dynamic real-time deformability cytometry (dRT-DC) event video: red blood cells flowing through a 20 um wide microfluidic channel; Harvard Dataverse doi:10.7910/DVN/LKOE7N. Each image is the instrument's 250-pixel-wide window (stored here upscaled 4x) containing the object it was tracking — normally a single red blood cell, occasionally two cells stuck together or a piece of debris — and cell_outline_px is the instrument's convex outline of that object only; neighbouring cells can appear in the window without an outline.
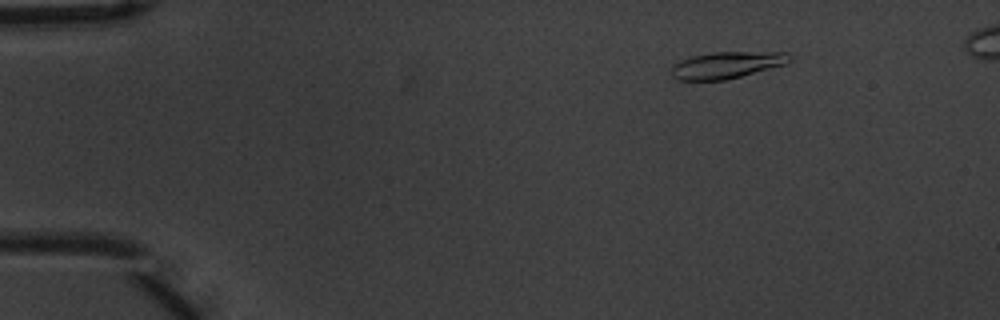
{"species": "common noctule bat (a hibernating species)", "species_latin": "Nyctalus noctula", "temperature_condition": "warm", "stored_images_in_passage": 4, "camera_frame_rate_fps": 3000, "um_per_image_px": 0.085, "animal": {"sex": "male", "body_mass_g": 20.1, "forearm_length_mm": 53.5}, "frame": {"image": 1, "passage_image": 1, "time_ms": 0.0, "image_size_px": [1000, 320], "cell_outline_px": [[796, 56], [792, 60], [784, 64], [740, 76], [724, 80], [676, 80], [672, 76], [672, 64], [680, 60], [692, 56], [712, 52], [788, 52]], "centroid_in_image_um": [61.78, 5.51], "position_along_channel_um": 23.2, "area_um2": 18.44}}